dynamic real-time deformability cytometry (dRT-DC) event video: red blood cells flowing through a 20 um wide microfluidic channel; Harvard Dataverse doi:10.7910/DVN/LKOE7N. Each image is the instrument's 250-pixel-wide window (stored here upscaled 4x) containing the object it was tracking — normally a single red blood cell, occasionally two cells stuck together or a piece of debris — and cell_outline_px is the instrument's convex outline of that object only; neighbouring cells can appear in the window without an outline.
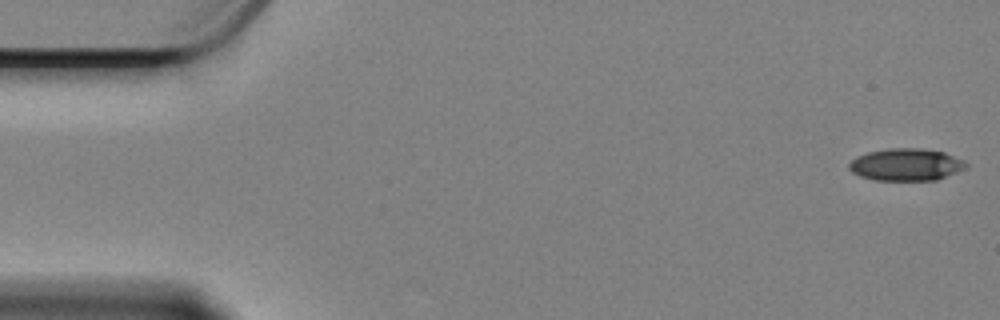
{"species": "Egyptian fruit bat (a non-hibernating species)", "species_latin": "Rousettus aegyptiacus", "temperature_condition": "cold", "stored_images_in_passage": 58, "camera_frame_rate_fps": 3000, "um_per_image_px": 0.085, "animal": {"sex": "female"}, "frame": {"image": 1, "passage_image": 1, "time_ms": 0.0, "image_size_px": [1000, 320], "cell_outline_px": [[968, 168], [936, 180], [876, 180], [860, 176], [852, 172], [848, 168], [848, 164], [856, 156], [868, 152], [888, 148], [920, 148], [944, 152], [964, 160], [968, 164]], "centroid_in_image_um": [77.03, 13.99], "position_along_channel_um": 8.0, "area_um2": 22.08}}
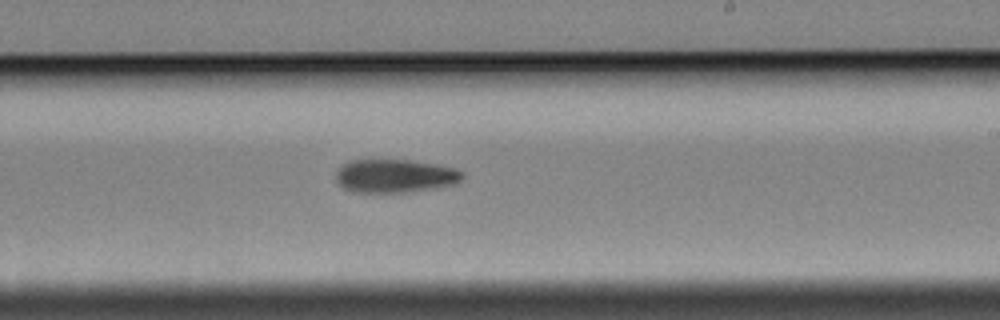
{"frame": {"image": 2, "passage_image": 34, "time_ms": 11.0, "image_size_px": [1000, 320], "cell_outline_px": [[464, 176], [456, 184], [436, 188], [412, 192], [352, 192], [344, 188], [336, 180], [336, 172], [344, 164], [352, 160], [412, 160], [436, 164], [456, 168], [464, 172]], "centroid_in_image_um": [33.62, 14.96], "position_along_channel_um": 255.4, "area_um2": 24.74}}
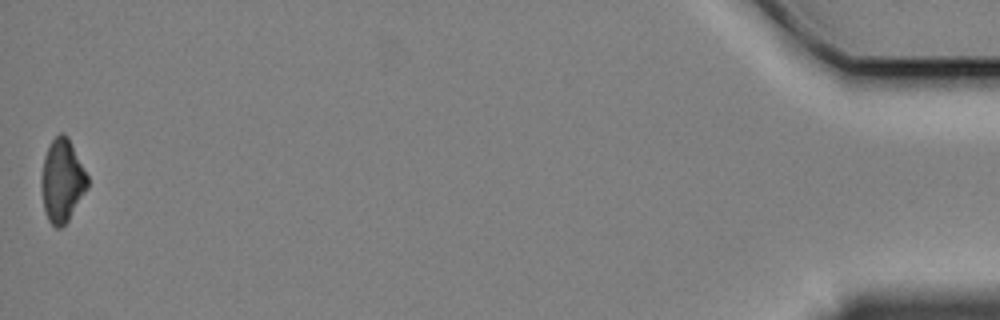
{"frame": {"image": 3, "passage_image": 58, "time_ms": 19.0, "image_size_px": [1000, 320], "cell_outline_px": [[88, 188], [68, 220], [60, 228], [56, 228], [48, 220], [44, 208], [40, 184], [40, 180], [44, 156], [48, 144], [60, 132], [64, 132], [68, 136], [88, 176]], "centroid_in_image_um": [5.27, 15.32], "position_along_channel_um": 429.9, "area_um2": 22.43}, "authors_computed_cell_mechanics": {"area_um2": 23.4957, "velocity_mm_per_s": 3.3789, "shape_relaxation_time_tau1_ms": 2.9688, "shape_relaxation_time_tau2_ms": null, "deformation_change_tau1": 0.1131, "deformation_change_tau2": null}}